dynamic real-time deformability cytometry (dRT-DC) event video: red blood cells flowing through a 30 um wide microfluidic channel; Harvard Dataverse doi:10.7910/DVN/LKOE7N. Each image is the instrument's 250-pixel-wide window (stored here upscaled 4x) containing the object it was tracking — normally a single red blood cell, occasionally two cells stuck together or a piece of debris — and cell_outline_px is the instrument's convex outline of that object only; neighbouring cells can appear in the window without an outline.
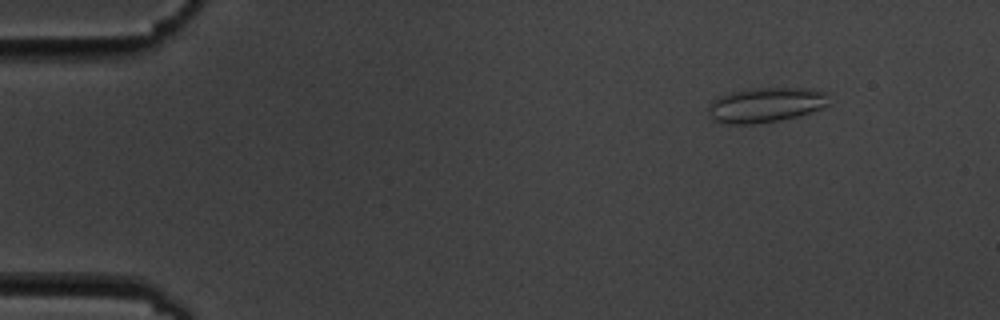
{"species": "common noctule bat (a hibernating species)", "species_latin": "Nyctalus noctula", "temperature_condition": "cold", "stored_images_in_passage": 4, "camera_frame_rate_fps": 3000, "um_per_image_px": 0.085, "animal": {"sex": "male", "body_mass_g": 19.5, "forearm_length_mm": 54.6}, "frame": {"image": 1, "passage_image": 2, "time_ms": 1.333, "image_size_px": [1000, 320], "cell_outline_px": [[832, 104], [796, 116], [780, 120], [756, 124], [724, 124], [712, 120], [708, 108], [708, 104], [716, 96], [748, 88], [812, 88], [828, 92]], "centroid_in_image_um": [65.09, 8.9], "position_along_channel_um": 19.9, "area_um2": 24.97}}